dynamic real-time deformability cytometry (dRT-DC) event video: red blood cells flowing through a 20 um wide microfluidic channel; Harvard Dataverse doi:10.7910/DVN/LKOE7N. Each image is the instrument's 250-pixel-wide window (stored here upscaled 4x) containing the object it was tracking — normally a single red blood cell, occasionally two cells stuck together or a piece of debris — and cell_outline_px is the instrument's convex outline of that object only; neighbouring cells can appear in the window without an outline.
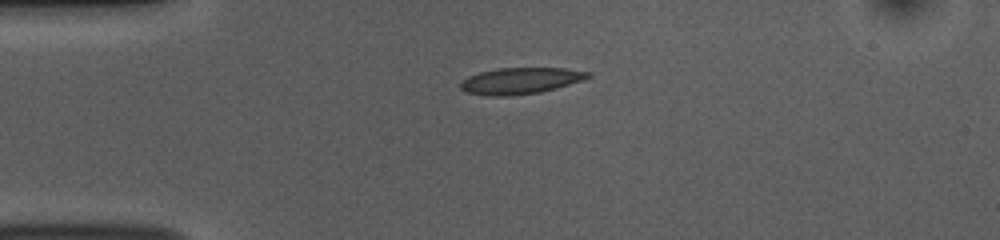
{"species": "common noctule bat (a hibernating species)", "species_latin": "Nyctalus noctula", "temperature_condition": "room temperature", "stored_images_in_passage": 41, "camera_frame_rate_fps": 3000, "um_per_image_px": 0.085, "animal": {"sex": "female", "body_mass_g": 10.0, "forearm_length_mm": 53.1}, "frame": {"image": 1, "passage_image": 1, "time_ms": 0.0, "image_size_px": [1000, 240], "cell_outline_px": [[592, 76], [556, 88], [540, 92], [508, 96], [488, 96], [464, 92], [460, 88], [460, 84], [468, 76], [480, 72], [496, 68], [564, 68], [592, 72]], "centroid_in_image_um": [44.21, 6.86], "position_along_channel_um": 40.8, "area_um2": 19.54}}
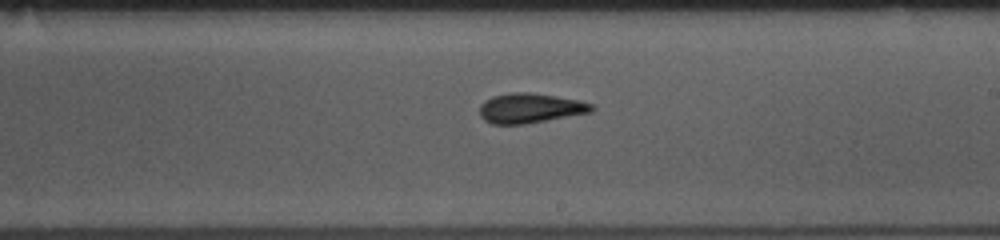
{"frame": {"image": 2, "passage_image": 19, "time_ms": 6.0, "image_size_px": [1000, 240], "cell_outline_px": [[596, 108], [592, 112], [524, 124], [492, 124], [484, 120], [480, 116], [480, 104], [484, 100], [492, 96], [512, 92], [528, 92], [556, 96], [580, 100], [592, 104]], "centroid_in_image_um": [45.06, 9.19], "position_along_channel_um": 243.9, "area_um2": 19.54}}
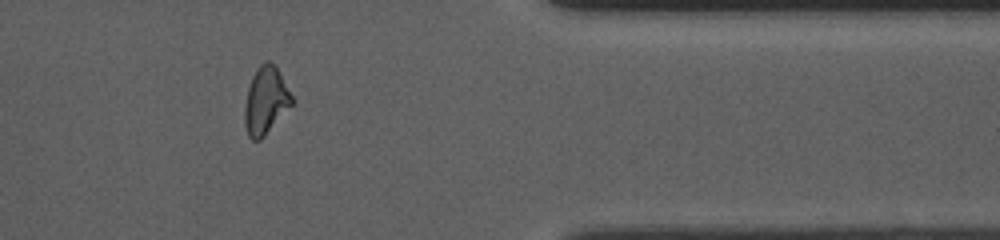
{"frame": {"image": 3, "passage_image": 32, "time_ms": 10.333, "image_size_px": [1000, 240], "cell_outline_px": [[292, 104], [264, 136], [260, 140], [252, 140], [248, 136], [244, 124], [244, 108], [248, 88], [252, 76], [260, 64], [264, 60], [268, 60], [276, 68], [292, 96]], "centroid_in_image_um": [22.54, 8.57], "position_along_channel_um": 388.9, "area_um2": 18.15}, "authors_computed_cell_mechanics": {"area_um2": 19.0162, "velocity_mm_per_s": 3.7866, "shape_relaxation_time_tau1_ms": 2.7759, "shape_relaxation_time_tau2_ms": 2.121, "deformation_change_tau1": 0.116, "deformation_change_tau2": 0.1014}}